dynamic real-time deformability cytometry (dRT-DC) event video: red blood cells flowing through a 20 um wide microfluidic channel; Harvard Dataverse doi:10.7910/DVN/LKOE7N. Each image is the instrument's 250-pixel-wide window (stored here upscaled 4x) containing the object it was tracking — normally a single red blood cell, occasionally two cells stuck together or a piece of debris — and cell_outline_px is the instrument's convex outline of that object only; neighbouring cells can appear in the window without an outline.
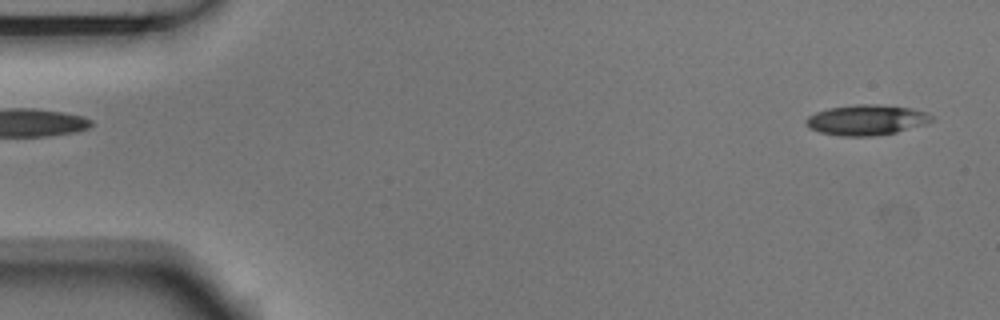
{"species": "Egyptian fruit bat (a non-hibernating species)", "species_latin": "Rousettus aegyptiacus", "temperature_condition": "room temperature", "stored_images_in_passage": 5, "camera_frame_rate_fps": 3000, "um_per_image_px": 0.085, "animal": {"sex": "male"}, "frame": {"image": 1, "passage_image": 1, "time_ms": 0.0, "image_size_px": [1000, 320], "cell_outline_px": [[936, 120], [928, 124], [896, 132], [876, 136], [840, 136], [820, 132], [808, 128], [804, 124], [804, 120], [808, 116], [816, 112], [828, 108], [856, 104], [876, 104], [912, 108], [928, 112]], "centroid_in_image_um": [73.67, 10.2], "position_along_channel_um": 11.3, "area_um2": 22.66}}
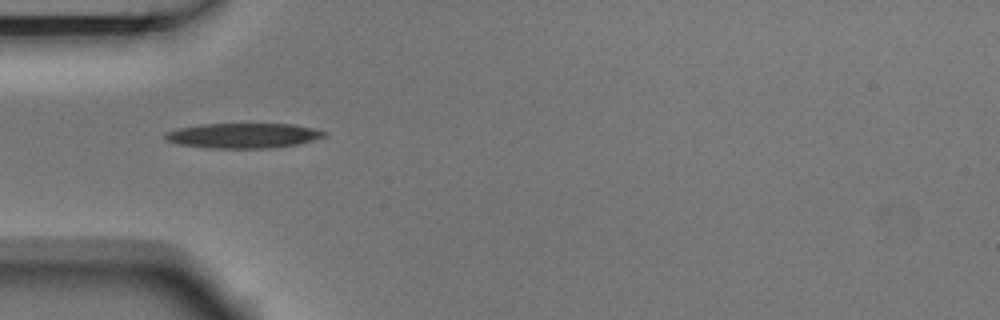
{"frame": {"image": 2, "passage_image": 5, "time_ms": 1.333, "image_size_px": [1000, 320], "cell_outline_px": [[328, 136], [296, 144], [272, 148], [208, 148], [180, 144], [168, 140], [164, 136], [168, 132], [180, 128], [200, 124], [296, 124], [316, 128], [328, 132]], "centroid_in_image_um": [20.77, 11.52], "position_along_channel_um": 64.2, "area_um2": 23.12}}